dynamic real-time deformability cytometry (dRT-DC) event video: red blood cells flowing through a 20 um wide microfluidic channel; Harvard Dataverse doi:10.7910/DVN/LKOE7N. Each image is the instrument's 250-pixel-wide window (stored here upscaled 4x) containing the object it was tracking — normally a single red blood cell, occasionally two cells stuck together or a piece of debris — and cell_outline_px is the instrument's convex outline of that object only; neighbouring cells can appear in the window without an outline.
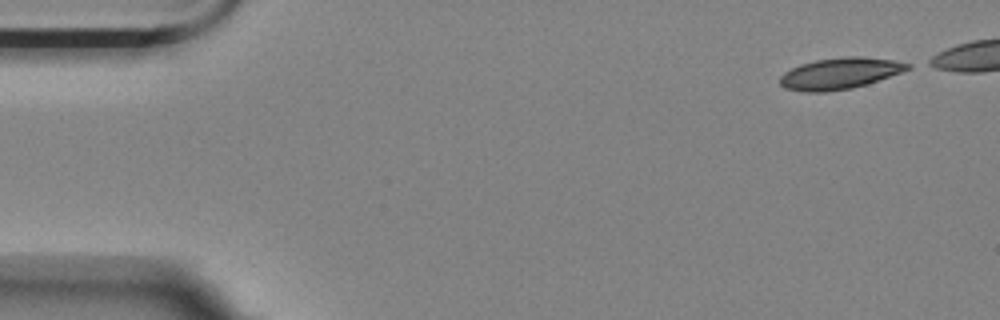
{"species": "Egyptian fruit bat (a non-hibernating species)", "species_latin": "Rousettus aegyptiacus", "temperature_condition": "room temperature", "stored_images_in_passage": 14, "camera_frame_rate_fps": 3000, "um_per_image_px": 0.085, "animal": {"sex": "female"}, "frame": {"image": 1, "passage_image": 1, "time_ms": 0.0, "image_size_px": [1000, 320], "cell_outline_px": [[912, 68], [852, 88], [824, 92], [808, 92], [784, 88], [780, 84], [780, 76], [784, 72], [800, 64], [816, 60], [844, 56], [860, 56], [896, 60], [912, 64]], "centroid_in_image_um": [71.37, 6.23], "position_along_channel_um": 13.6, "area_um2": 23.12}}